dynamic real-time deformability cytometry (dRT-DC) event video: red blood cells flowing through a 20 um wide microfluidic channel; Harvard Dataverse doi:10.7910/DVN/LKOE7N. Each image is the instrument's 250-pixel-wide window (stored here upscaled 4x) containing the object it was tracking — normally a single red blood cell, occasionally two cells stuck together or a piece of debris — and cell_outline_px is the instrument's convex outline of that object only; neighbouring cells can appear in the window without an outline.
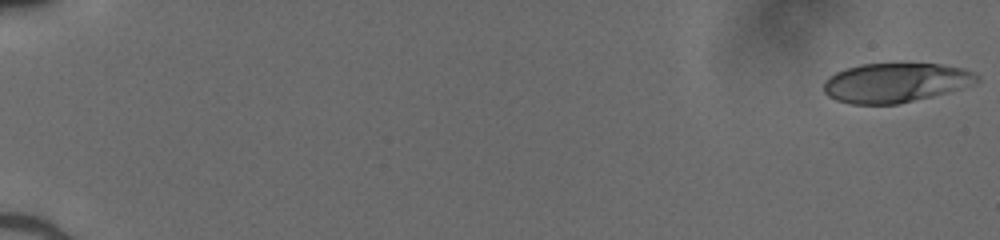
{"species": "human", "species_latin": "Homo sapiens", "temperature_condition": "cold", "stored_images_in_passage": 51, "camera_frame_rate_fps": 3000, "um_per_image_px": 0.085, "donor": {"sex": "male"}, "frame": {"image": 1, "passage_image": 1, "time_ms": 0.0, "image_size_px": [1000, 240], "cell_outline_px": [[980, 80], [976, 84], [932, 96], [896, 104], [852, 104], [836, 100], [828, 96], [824, 92], [824, 80], [828, 76], [836, 72], [860, 64], [940, 64], [964, 68], [980, 76]], "centroid_in_image_um": [76.13, 7.03], "position_along_channel_um": 8.9, "area_um2": 35.14}}
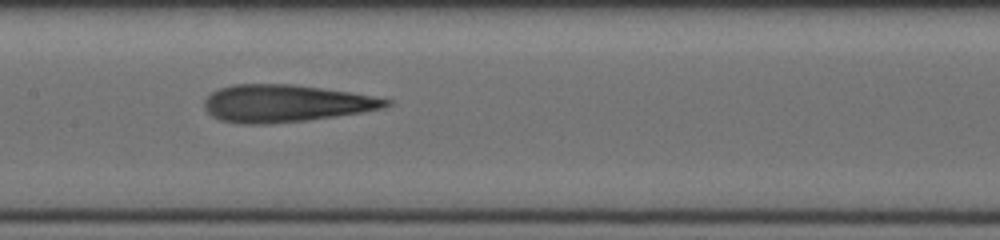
{"frame": {"image": 2, "passage_image": 28, "time_ms": 9.0, "image_size_px": [1000, 240], "cell_outline_px": [[392, 104], [384, 108], [336, 116], [304, 120], [268, 124], [244, 124], [220, 120], [212, 116], [204, 108], [204, 100], [212, 92], [220, 88], [232, 84], [292, 84], [352, 92], [392, 100]], "centroid_in_image_um": [24.26, 8.78], "position_along_channel_um": 183.1, "area_um2": 39.42}}
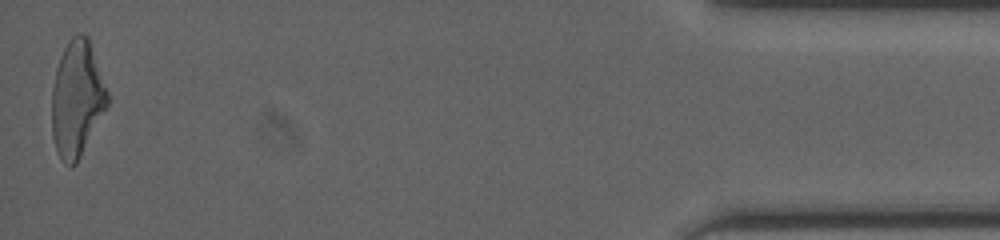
{"frame": {"image": 3, "passage_image": 51, "time_ms": 16.667, "image_size_px": [1000, 240], "cell_outline_px": [[108, 104], [76, 164], [72, 168], [64, 164], [56, 152], [52, 136], [52, 88], [56, 68], [60, 56], [68, 40], [76, 32], [80, 32], [88, 36], [108, 92]], "centroid_in_image_um": [6.52, 8.39], "position_along_channel_um": 428.7, "area_um2": 37.63}}